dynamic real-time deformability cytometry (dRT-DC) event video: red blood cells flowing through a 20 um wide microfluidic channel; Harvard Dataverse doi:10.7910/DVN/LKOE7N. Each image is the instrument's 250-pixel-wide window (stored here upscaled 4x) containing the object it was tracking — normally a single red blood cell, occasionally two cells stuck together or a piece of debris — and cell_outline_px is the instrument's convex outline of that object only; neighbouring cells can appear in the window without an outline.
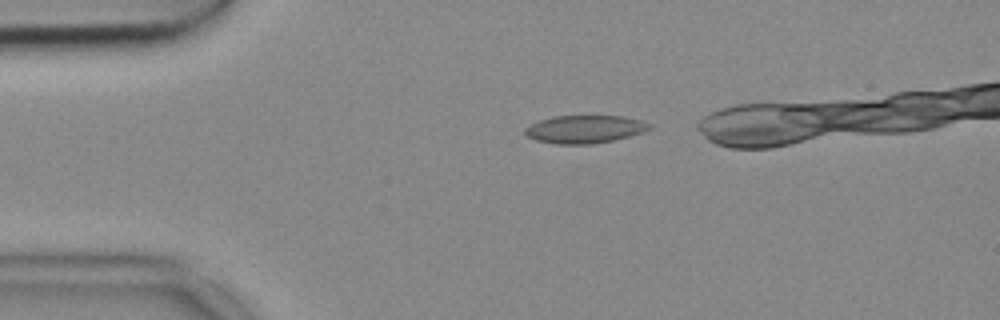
{"species": "common noctule bat (a hibernating species)", "species_latin": "Nyctalus noctula", "temperature_condition": "cold", "stored_images_in_passage": 12, "camera_frame_rate_fps": 3000, "um_per_image_px": 0.085, "animal": {"sex": "female", "body_mass_g": 18.4}, "frame": {"image": 1, "passage_image": 3, "time_ms": 0.667, "image_size_px": [1000, 320], "cell_outline_px": [[652, 128], [644, 132], [612, 140], [592, 144], [556, 144], [536, 140], [528, 136], [524, 132], [524, 128], [540, 120], [552, 116], [624, 116], [640, 120], [652, 124]], "centroid_in_image_um": [49.72, 10.98], "position_along_channel_um": 35.3, "area_um2": 20.17}}